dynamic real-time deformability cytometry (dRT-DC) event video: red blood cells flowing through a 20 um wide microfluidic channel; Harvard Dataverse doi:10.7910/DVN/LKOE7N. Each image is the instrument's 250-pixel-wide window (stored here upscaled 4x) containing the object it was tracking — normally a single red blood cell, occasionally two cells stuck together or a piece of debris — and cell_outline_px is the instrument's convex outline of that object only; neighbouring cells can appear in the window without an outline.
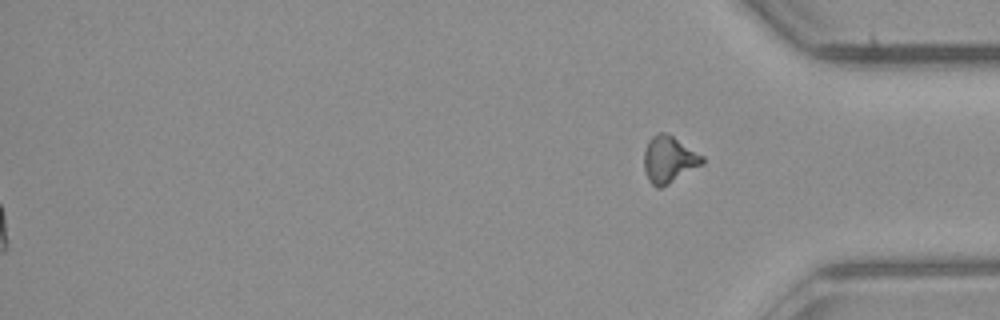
{"species": "common noctule bat (a hibernating species)", "species_latin": "Nyctalus noctula", "temperature_condition": "room temperature", "stored_images_in_passage": 53, "segment_of_instrument_passage": [2, 2], "camera_frame_rate_fps": 3000, "um_per_image_px": 0.085, "animal": {"sex": "male", "body_mass_g": 23.1, "forearm_length_mm": 52.7}, "frame": {"image": 1, "passage_image": 53, "time_ms": 17.333, "image_size_px": [1000, 320], "cell_outline_px": [[704, 164], [668, 184], [660, 188], [656, 188], [648, 180], [644, 172], [644, 152], [648, 140], [652, 136], [660, 132], [664, 132], [672, 136], [704, 156]], "centroid_in_image_um": [56.85, 13.57], "position_along_channel_um": 378.4, "area_um2": 15.9}}